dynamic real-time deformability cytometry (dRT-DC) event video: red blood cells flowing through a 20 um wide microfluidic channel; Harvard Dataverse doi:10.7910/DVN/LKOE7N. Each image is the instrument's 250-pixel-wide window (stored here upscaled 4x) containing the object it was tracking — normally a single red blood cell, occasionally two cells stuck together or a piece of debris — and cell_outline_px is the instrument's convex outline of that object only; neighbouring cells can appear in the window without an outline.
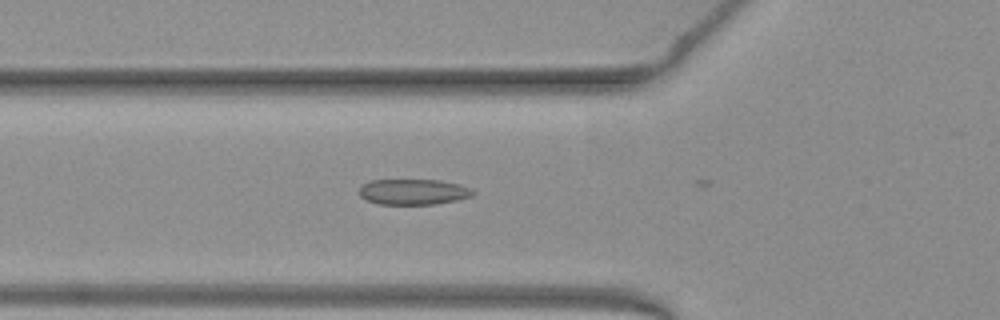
{"species": "common noctule bat (a hibernating species)", "species_latin": "Nyctalus noctula", "temperature_condition": "warm", "stored_images_in_passage": 20, "camera_frame_rate_fps": 3000, "um_per_image_px": 0.085, "animal": {"sex": "female", "body_mass_g": 19.3, "forearm_length_mm": 54.1}, "frame": {"image": 1, "passage_image": 19, "time_ms": 6.0, "image_size_px": [1000, 320], "cell_outline_px": [[476, 192], [472, 196], [456, 200], [436, 204], [376, 204], [364, 200], [360, 196], [360, 188], [364, 184], [372, 180], [440, 180], [460, 184], [472, 188]], "centroid_in_image_um": [35.16, 16.31], "position_along_channel_um": 90.6, "area_um2": 17.11}}